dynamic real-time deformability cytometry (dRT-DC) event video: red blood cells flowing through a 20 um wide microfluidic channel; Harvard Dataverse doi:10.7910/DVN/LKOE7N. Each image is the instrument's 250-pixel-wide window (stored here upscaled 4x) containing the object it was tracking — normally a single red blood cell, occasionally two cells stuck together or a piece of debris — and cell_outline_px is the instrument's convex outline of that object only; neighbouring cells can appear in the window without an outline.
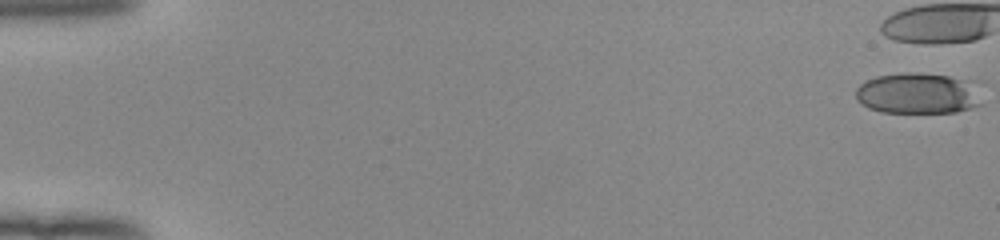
{"species": "human", "species_latin": "Homo sapiens", "temperature_condition": "room temperature", "stored_images_in_passage": 43, "camera_frame_rate_fps": 3000, "um_per_image_px": 0.085, "donor": {"sex": "female"}, "frame": {"image": 1, "passage_image": 1, "time_ms": 0.0, "image_size_px": [1000, 240], "cell_outline_px": [[984, 104], [972, 108], [956, 112], [880, 112], [868, 108], [860, 104], [856, 100], [856, 88], [860, 84], [876, 76], [904, 72], [916, 72], [948, 76], [972, 80]], "centroid_in_image_um": [78.03, 7.94], "position_along_channel_um": 7.0, "area_um2": 30.46}}